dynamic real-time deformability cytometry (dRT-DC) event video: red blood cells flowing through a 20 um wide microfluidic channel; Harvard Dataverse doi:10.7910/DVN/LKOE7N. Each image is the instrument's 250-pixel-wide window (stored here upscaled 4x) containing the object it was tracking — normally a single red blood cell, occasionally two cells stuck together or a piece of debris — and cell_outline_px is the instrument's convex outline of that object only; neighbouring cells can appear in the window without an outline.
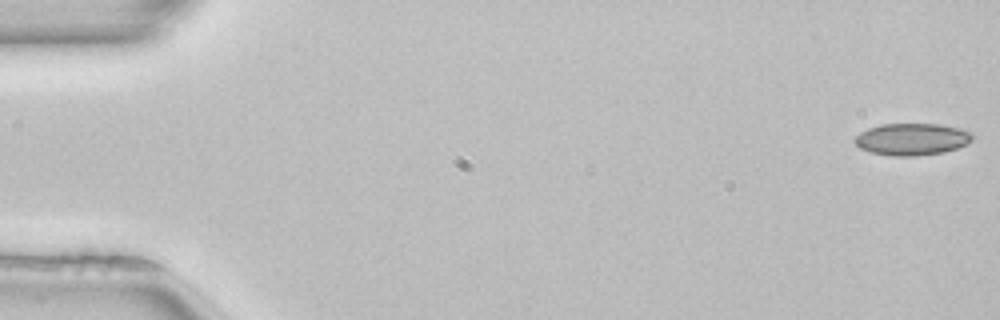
{"species": "common noctule bat (a hibernating species)", "species_latin": "Nyctalus noctula", "temperature_condition": "room temperature", "stored_images_in_passage": 29, "camera_frame_rate_fps": 3000, "um_per_image_px": 0.085, "animal": {"sex": "female", "body_mass_g": 22.7, "forearm_length_mm": 54.2}, "frame": {"image": 1, "passage_image": 1, "time_ms": 0.0, "image_size_px": [1000, 320], "cell_outline_px": [[972, 140], [956, 148], [944, 152], [916, 156], [892, 156], [872, 152], [860, 148], [852, 140], [860, 132], [868, 128], [880, 124], [940, 124], [960, 128], [972, 132]], "centroid_in_image_um": [77.49, 11.83], "position_along_channel_um": 7.5, "area_um2": 21.91}}
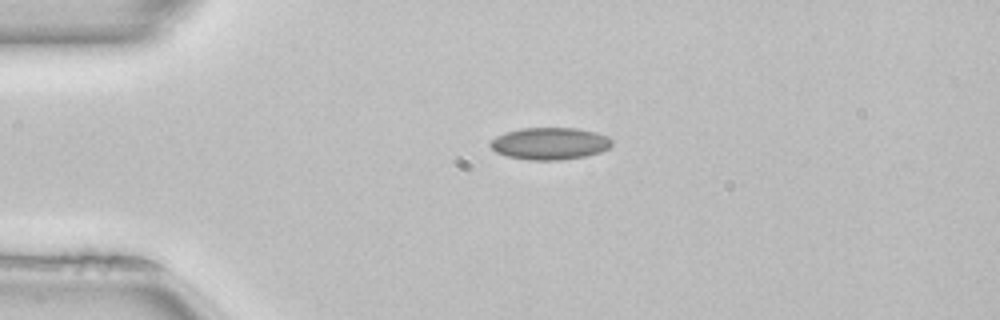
{"frame": {"image": 2, "passage_image": 12, "time_ms": 3.667, "image_size_px": [1000, 320], "cell_outline_px": [[612, 144], [608, 148], [600, 152], [584, 156], [560, 160], [528, 160], [508, 156], [496, 152], [488, 144], [496, 136], [504, 132], [520, 128], [576, 128], [596, 132], [608, 136], [612, 140]], "centroid_in_image_um": [46.72, 12.19], "position_along_channel_um": 38.3, "area_um2": 22.77}}